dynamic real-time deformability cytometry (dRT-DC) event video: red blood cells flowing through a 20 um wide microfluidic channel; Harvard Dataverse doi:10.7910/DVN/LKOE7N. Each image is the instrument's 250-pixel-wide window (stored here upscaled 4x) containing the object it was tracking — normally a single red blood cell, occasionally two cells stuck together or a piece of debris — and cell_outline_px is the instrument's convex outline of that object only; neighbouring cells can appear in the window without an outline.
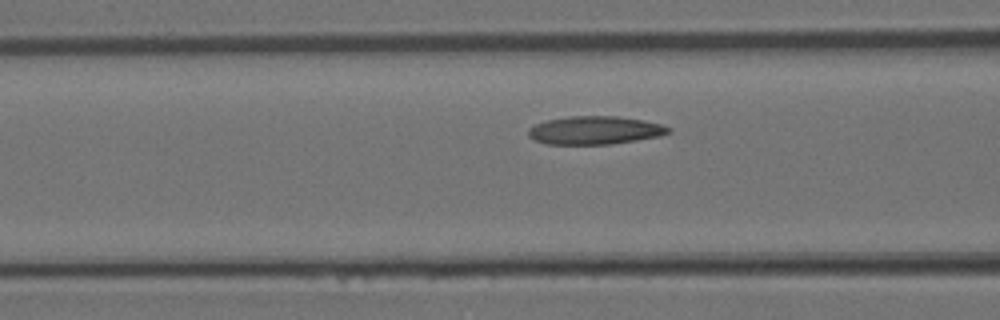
{"species": "Egyptian fruit bat (a non-hibernating species)", "species_latin": "Rousettus aegyptiacus", "temperature_condition": "room temperature", "stored_images_in_passage": 4, "camera_frame_rate_fps": 3000, "um_per_image_px": 0.085, "animal": {"sex": "female"}, "frame": {"image": 1, "passage_image": 4, "time_ms": 1.0, "image_size_px": [1000, 320], "cell_outline_px": [[672, 132], [660, 136], [612, 144], [548, 144], [536, 140], [528, 136], [528, 128], [536, 124], [548, 120], [568, 116], [616, 116], [644, 120], [660, 124], [672, 128]], "centroid_in_image_um": [50.59, 11.07], "position_along_channel_um": 116.0, "area_um2": 23.0}}